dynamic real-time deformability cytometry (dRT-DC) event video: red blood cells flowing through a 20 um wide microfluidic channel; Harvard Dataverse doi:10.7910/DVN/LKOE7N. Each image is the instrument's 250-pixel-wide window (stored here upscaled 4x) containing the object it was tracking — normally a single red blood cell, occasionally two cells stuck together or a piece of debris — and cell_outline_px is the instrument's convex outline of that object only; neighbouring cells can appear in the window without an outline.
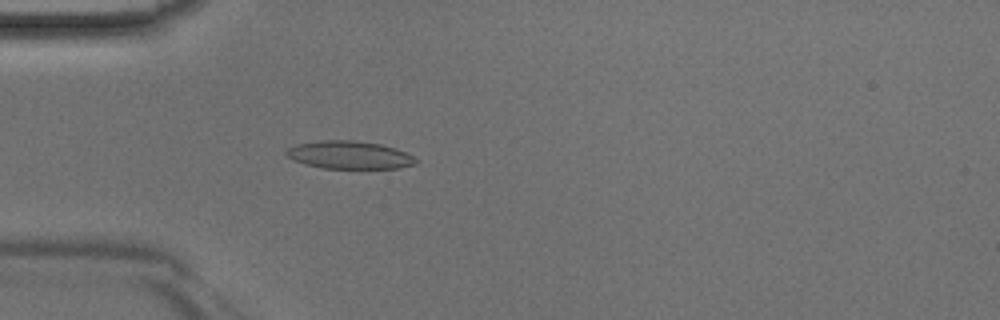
{"species": "Egyptian fruit bat (a non-hibernating species)", "species_latin": "Rousettus aegyptiacus", "temperature_condition": "room temperature", "stored_images_in_passage": 45, "camera_frame_rate_fps": 3000, "um_per_image_px": 0.085, "animal": {"sex": "male"}, "frame": {"image": 1, "passage_image": 13, "time_ms": 4.0, "image_size_px": [1000, 320], "cell_outline_px": [[420, 160], [416, 164], [400, 168], [324, 168], [304, 164], [288, 156], [284, 152], [288, 148], [296, 144], [320, 140], [352, 140], [380, 144], [396, 148]], "centroid_in_image_um": [29.72, 13.17], "position_along_channel_um": 55.3, "area_um2": 20.98}}
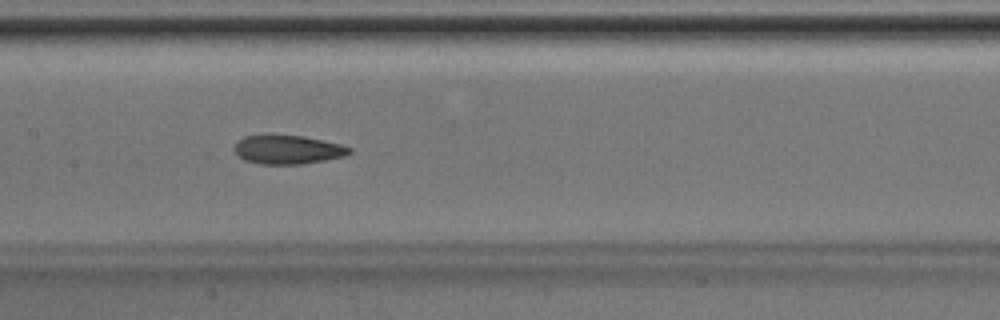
{"frame": {"image": 2, "passage_image": 22, "time_ms": 7.0, "image_size_px": [1000, 320], "cell_outline_px": [[352, 152], [344, 156], [304, 164], [260, 164], [244, 160], [236, 156], [232, 148], [236, 140], [244, 136], [304, 136], [340, 144], [352, 148]], "centroid_in_image_um": [24.41, 12.73], "position_along_channel_um": 183.0, "area_um2": 19.36}}
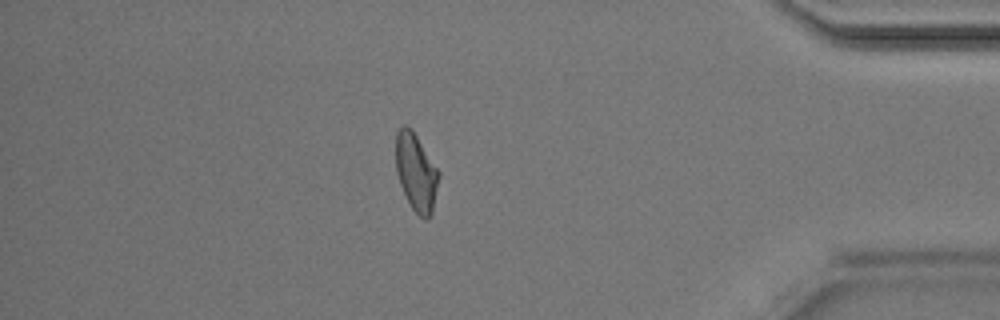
{"frame": {"image": 3, "passage_image": 39, "time_ms": 12.667, "image_size_px": [1000, 320], "cell_outline_px": [[440, 176], [432, 212], [428, 220], [420, 216], [412, 208], [400, 184], [396, 172], [396, 132], [404, 124], [412, 128], [440, 172]], "centroid_in_image_um": [35.38, 14.61], "position_along_channel_um": 399.8, "area_um2": 19.42}}